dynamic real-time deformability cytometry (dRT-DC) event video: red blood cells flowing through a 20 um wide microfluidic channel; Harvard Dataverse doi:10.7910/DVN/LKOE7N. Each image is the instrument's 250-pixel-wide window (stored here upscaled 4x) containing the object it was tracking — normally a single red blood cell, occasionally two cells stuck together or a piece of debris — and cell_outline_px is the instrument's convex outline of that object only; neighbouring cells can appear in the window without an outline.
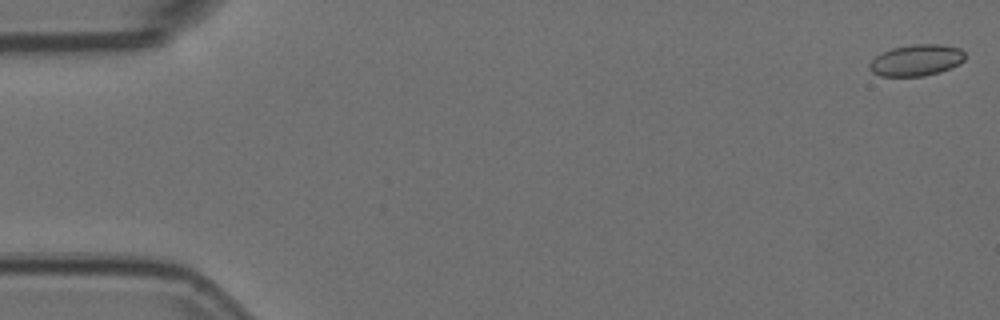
{"species": "Egyptian fruit bat (a non-hibernating species)", "species_latin": "Rousettus aegyptiacus", "temperature_condition": "room temperature", "stored_images_in_passage": 5, "camera_frame_rate_fps": 3000, "um_per_image_px": 0.085, "animal": {"sex": "female"}, "frame": {"image": 1, "passage_image": 1, "time_ms": 0.0, "image_size_px": [1000, 320], "cell_outline_px": [[964, 60], [960, 64], [940, 72], [924, 76], [880, 76], [872, 72], [868, 68], [868, 64], [876, 56], [892, 48], [912, 44], [940, 44], [960, 48], [964, 52]], "centroid_in_image_um": [77.89, 5.12], "position_along_channel_um": 7.1, "area_um2": 17.51}}